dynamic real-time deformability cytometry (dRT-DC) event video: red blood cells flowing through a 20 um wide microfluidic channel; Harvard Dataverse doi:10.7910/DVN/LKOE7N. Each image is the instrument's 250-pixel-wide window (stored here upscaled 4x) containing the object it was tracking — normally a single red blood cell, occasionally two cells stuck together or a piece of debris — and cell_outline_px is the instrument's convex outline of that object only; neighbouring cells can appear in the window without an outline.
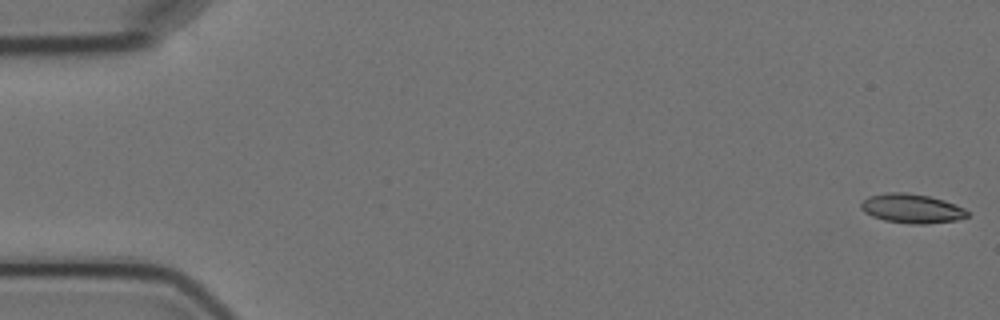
{"species": "Egyptian fruit bat (a non-hibernating species)", "species_latin": "Rousettus aegyptiacus", "temperature_condition": "cold", "stored_images_in_passage": 5, "camera_frame_rate_fps": 3000, "um_per_image_px": 0.085, "animal": {"sex": "female"}, "frame": {"image": 1, "passage_image": 1, "time_ms": 0.0, "image_size_px": [1000, 320], "cell_outline_px": [[968, 216], [956, 220], [924, 224], [912, 224], [884, 220], [872, 216], [864, 212], [860, 208], [860, 204], [868, 196], [888, 192], [908, 192], [928, 196], [944, 200], [964, 208], [968, 212]], "centroid_in_image_um": [77.47, 17.71], "position_along_channel_um": 7.5, "area_um2": 18.09}}
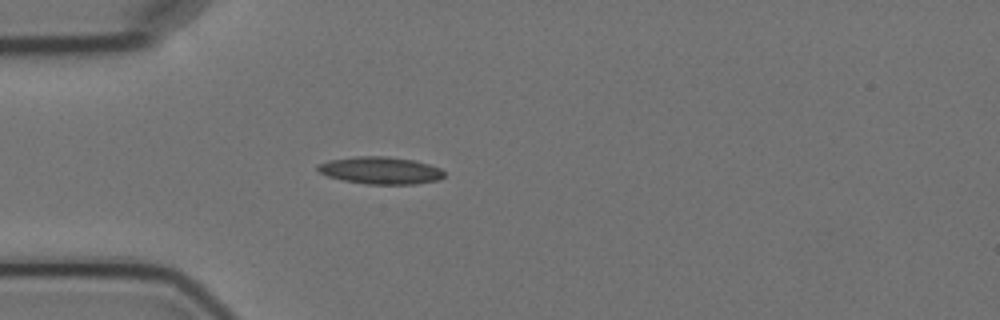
{"frame": {"image": 2, "passage_image": 5, "time_ms": 5.0, "image_size_px": [1000, 320], "cell_outline_px": [[444, 176], [440, 180], [416, 184], [364, 184], [344, 180], [328, 176], [320, 172], [316, 168], [316, 164], [328, 160], [356, 156], [388, 156], [416, 160], [440, 168], [444, 172]], "centroid_in_image_um": [32.35, 14.48], "position_along_channel_um": 52.7, "area_um2": 20.29}}